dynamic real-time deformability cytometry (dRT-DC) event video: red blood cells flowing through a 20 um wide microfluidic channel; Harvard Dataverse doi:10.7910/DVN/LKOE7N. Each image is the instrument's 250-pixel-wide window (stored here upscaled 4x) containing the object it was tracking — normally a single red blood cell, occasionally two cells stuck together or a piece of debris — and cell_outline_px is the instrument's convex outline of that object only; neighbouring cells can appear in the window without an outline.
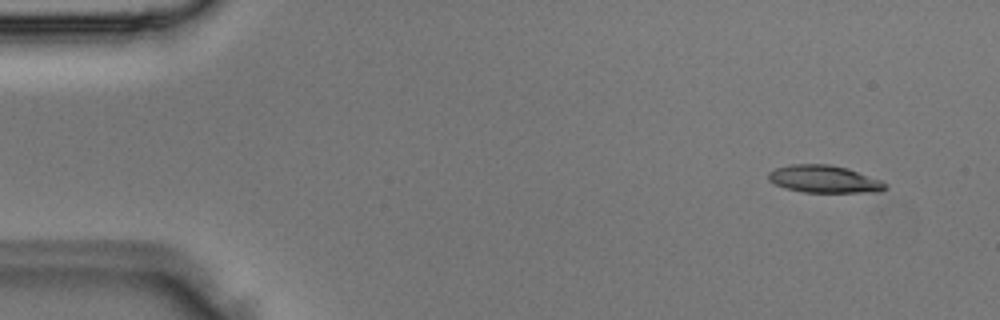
{"species": "Egyptian fruit bat (a non-hibernating species)", "species_latin": "Rousettus aegyptiacus", "temperature_condition": "room temperature", "stored_images_in_passage": 4, "camera_frame_rate_fps": 3000, "um_per_image_px": 0.085, "animal": {"sex": "male"}, "frame": {"image": 1, "passage_image": 1, "time_ms": 0.0, "image_size_px": [1000, 320], "cell_outline_px": [[888, 188], [880, 192], [804, 192], [788, 188], [776, 184], [768, 180], [768, 172], [776, 168], [792, 164], [828, 164], [848, 168], [880, 180], [888, 184]], "centroid_in_image_um": [70.09, 15.22], "position_along_channel_um": 14.9, "area_um2": 18.61}}